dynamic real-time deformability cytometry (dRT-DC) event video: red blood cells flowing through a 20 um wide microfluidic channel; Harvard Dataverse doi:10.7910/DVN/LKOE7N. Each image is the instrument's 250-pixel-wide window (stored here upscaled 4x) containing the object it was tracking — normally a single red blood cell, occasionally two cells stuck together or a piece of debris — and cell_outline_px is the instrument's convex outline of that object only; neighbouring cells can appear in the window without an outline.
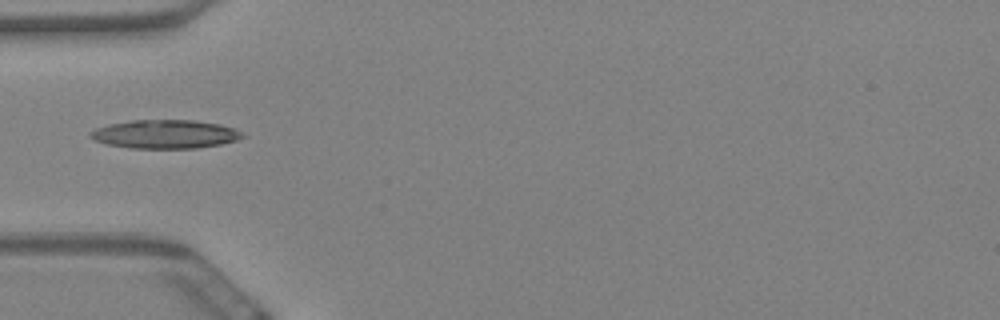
{"species": "Egyptian fruit bat (a non-hibernating species)", "species_latin": "Rousettus aegyptiacus", "temperature_condition": "warm", "stored_images_in_passage": 4, "camera_frame_rate_fps": 3000, "um_per_image_px": 0.085, "animal": {"sex": "female"}, "frame": {"image": 1, "passage_image": 1, "time_ms": 0.0, "image_size_px": [1000, 320], "cell_outline_px": [[244, 136], [236, 140], [220, 144], [196, 148], [132, 148], [108, 144], [96, 140], [88, 136], [88, 132], [96, 128], [108, 124], [132, 120], [192, 120], [220, 124], [232, 128], [240, 132]], "centroid_in_image_um": [13.99, 11.4], "position_along_channel_um": 71.0, "area_um2": 25.14}}